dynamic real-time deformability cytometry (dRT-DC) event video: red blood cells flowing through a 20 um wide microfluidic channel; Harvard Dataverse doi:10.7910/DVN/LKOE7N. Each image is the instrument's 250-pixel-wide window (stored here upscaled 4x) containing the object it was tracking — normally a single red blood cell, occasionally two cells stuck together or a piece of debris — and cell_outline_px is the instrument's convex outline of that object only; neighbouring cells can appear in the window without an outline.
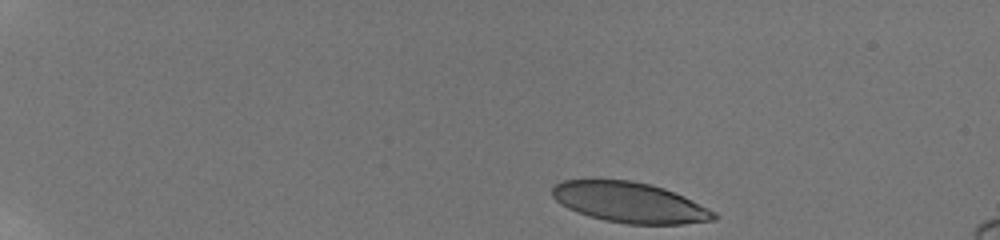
{"species": "human", "species_latin": "Homo sapiens", "temperature_condition": "room temperature", "stored_images_in_passage": 43, "camera_frame_rate_fps": 3000, "um_per_image_px": 0.085, "donor": {"sex": "male"}, "frame": {"image": 1, "passage_image": 1, "time_ms": 0.0, "image_size_px": [1000, 240], "cell_outline_px": [[716, 220], [684, 224], [628, 224], [604, 220], [588, 216], [576, 212], [560, 204], [552, 196], [552, 188], [556, 184], [564, 180], [632, 180], [652, 184], [664, 188], [684, 196], [716, 212]], "centroid_in_image_um": [53.53, 17.21], "position_along_channel_um": 31.5, "area_um2": 38.15}}
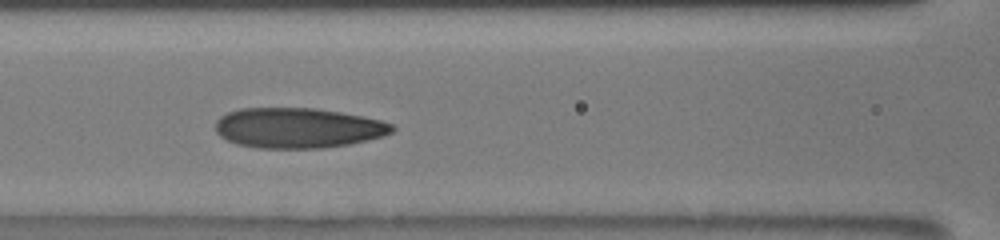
{"frame": {"image": 2, "passage_image": 19, "time_ms": 6.0, "image_size_px": [1000, 240], "cell_outline_px": [[396, 128], [392, 132], [384, 136], [368, 140], [348, 144], [320, 148], [256, 148], [236, 144], [220, 136], [216, 132], [216, 120], [220, 116], [228, 112], [240, 108], [316, 108], [340, 112], [380, 120], [392, 124]], "centroid_in_image_um": [25.3, 10.87], "position_along_channel_um": 141.3, "area_um2": 41.44}}
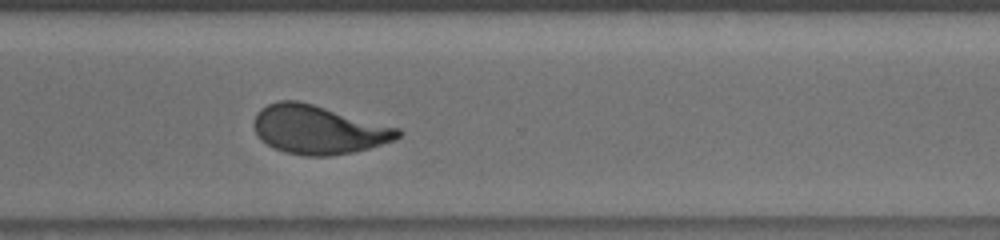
{"frame": {"image": 3, "passage_image": 35, "time_ms": 11.333, "image_size_px": [1000, 240], "cell_outline_px": [[404, 132], [396, 140], [368, 148], [352, 152], [328, 156], [304, 156], [284, 152], [268, 144], [256, 132], [252, 124], [256, 112], [260, 108], [268, 104], [280, 100], [296, 100], [312, 104], [400, 128]], "centroid_in_image_um": [27.07, 11.02], "position_along_channel_um": 343.5, "area_um2": 40.69}, "authors_computed_cell_mechanics": {"area_um2": 40.8068, "velocity_mm_per_s": 3.806, "shape_relaxation_time_tau1_ms": 4.6307, "shape_relaxation_time_tau2_ms": 0.9632, "deformation_change_tau1": 0.1946, "deformation_change_tau2": 0.0739}}